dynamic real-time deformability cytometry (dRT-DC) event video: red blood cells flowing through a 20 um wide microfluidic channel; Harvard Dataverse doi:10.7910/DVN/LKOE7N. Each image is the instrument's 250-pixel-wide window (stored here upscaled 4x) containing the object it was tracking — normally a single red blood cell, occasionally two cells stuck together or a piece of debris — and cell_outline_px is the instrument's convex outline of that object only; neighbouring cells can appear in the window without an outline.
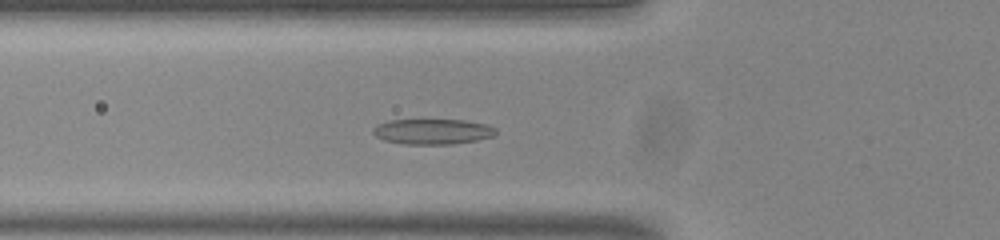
{"species": "common noctule bat (a hibernating species)", "species_latin": "Nyctalus noctula", "temperature_condition": "room temperature", "stored_images_in_passage": 51, "segment_of_instrument_passage": [1, 2], "camera_frame_rate_fps": 3000, "um_per_image_px": 0.085, "animal": {"sex": "male", "body_mass_g": 20.0, "forearm_length_mm": 53.3}, "frame": {"image": 1, "passage_image": 15, "time_ms": 4.667, "image_size_px": [1000, 240], "cell_outline_px": [[496, 132], [492, 136], [476, 140], [452, 144], [404, 144], [384, 140], [376, 136], [372, 132], [372, 128], [380, 124], [392, 120], [464, 120], [488, 124], [496, 128]], "centroid_in_image_um": [36.78, 11.18], "position_along_channel_um": 89.0, "area_um2": 18.03}}
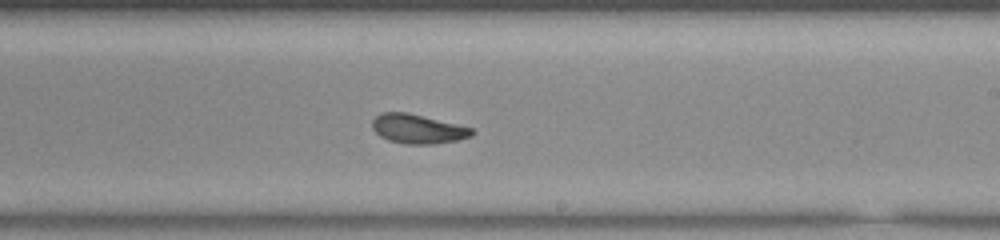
{"frame": {"image": 2, "passage_image": 28, "time_ms": 9.0, "image_size_px": [1000, 240], "cell_outline_px": [[476, 132], [472, 136], [460, 140], [432, 144], [404, 144], [388, 140], [380, 136], [372, 128], [372, 120], [380, 112], [408, 112], [472, 128]], "centroid_in_image_um": [35.51, 10.96], "position_along_channel_um": 253.5, "area_um2": 17.11}}
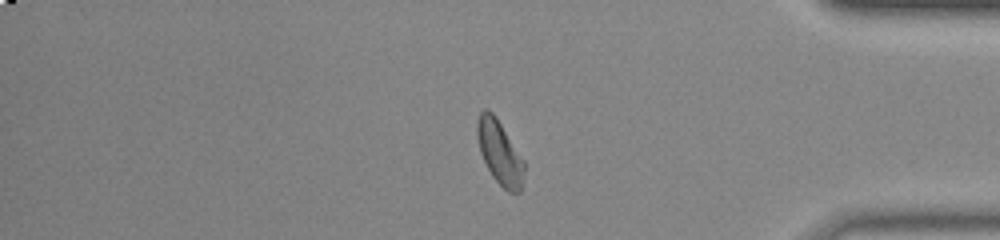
{"frame": {"image": 3, "passage_image": 41, "time_ms": 13.333, "image_size_px": [1000, 240], "cell_outline_px": [[524, 172], [520, 192], [508, 192], [492, 176], [480, 152], [476, 136], [476, 124], [480, 112], [484, 108], [488, 108], [496, 116], [524, 160]], "centroid_in_image_um": [42.45, 12.92], "position_along_channel_um": 392.7, "area_um2": 17.46}}